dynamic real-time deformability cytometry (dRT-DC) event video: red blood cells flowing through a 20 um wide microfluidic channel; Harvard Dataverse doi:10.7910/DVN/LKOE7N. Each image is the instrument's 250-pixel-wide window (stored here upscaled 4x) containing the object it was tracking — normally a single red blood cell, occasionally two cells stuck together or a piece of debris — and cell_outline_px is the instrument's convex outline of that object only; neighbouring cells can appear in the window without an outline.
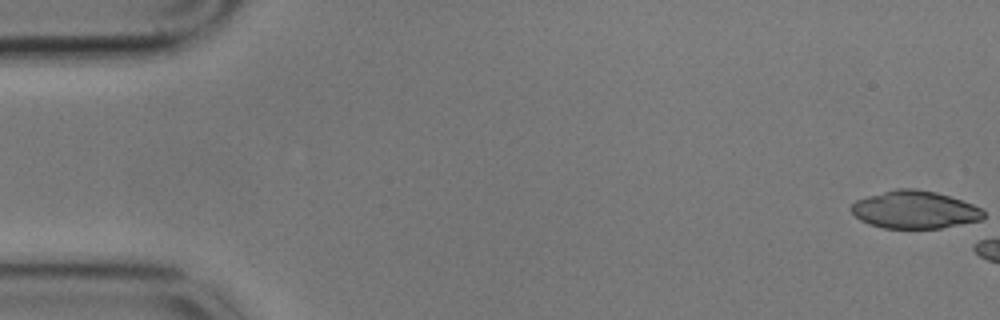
{"species": "common noctule bat (a hibernating species)", "species_latin": "Nyctalus noctula", "temperature_condition": "cold", "stored_images_in_passage": 6, "camera_frame_rate_fps": 3000, "um_per_image_px": 0.085, "animal": {"sex": "male", "body_mass_g": 17.9}, "frame": {"image": 1, "passage_image": 1, "time_ms": 0.0, "image_size_px": [1000, 320], "cell_outline_px": [[984, 216], [980, 220], [940, 228], [884, 228], [868, 224], [860, 220], [848, 208], [856, 200], [868, 196], [896, 188], [912, 188], [936, 192], [972, 204], [980, 208], [984, 212]], "centroid_in_image_um": [77.71, 17.82], "position_along_channel_um": 7.3, "area_um2": 28.84}}